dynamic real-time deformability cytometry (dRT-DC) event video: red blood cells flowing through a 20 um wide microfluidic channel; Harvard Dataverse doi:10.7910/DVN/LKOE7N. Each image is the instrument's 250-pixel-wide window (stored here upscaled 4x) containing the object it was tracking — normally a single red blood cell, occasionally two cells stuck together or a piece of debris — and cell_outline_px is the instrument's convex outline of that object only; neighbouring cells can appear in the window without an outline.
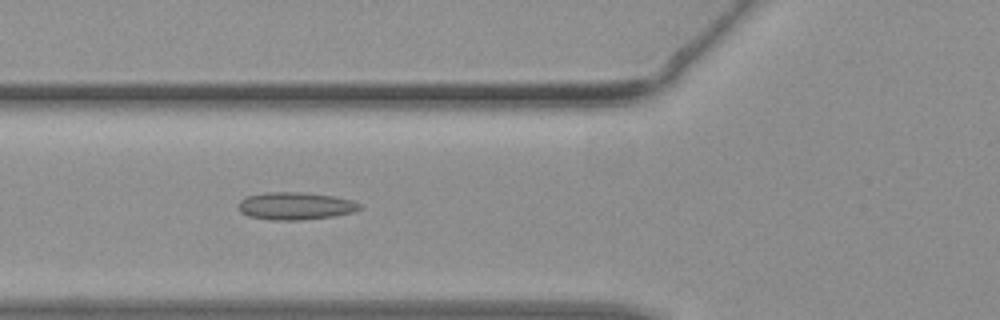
{"species": "common noctule bat (a hibernating species)", "species_latin": "Nyctalus noctula", "temperature_condition": "warm", "stored_images_in_passage": 33, "camera_frame_rate_fps": 3000, "um_per_image_px": 0.085, "animal": {"sex": "female", "body_mass_g": 19.3, "forearm_length_mm": 54.1}, "frame": {"image": 1, "passage_image": 5, "time_ms": 1.333, "image_size_px": [1000, 320], "cell_outline_px": [[360, 208], [352, 212], [336, 216], [300, 220], [268, 220], [248, 216], [240, 212], [240, 200], [244, 196], [264, 192], [300, 192], [332, 196], [352, 200], [360, 204]], "centroid_in_image_um": [25.07, 17.51], "position_along_channel_um": 100.7, "area_um2": 19.48}}
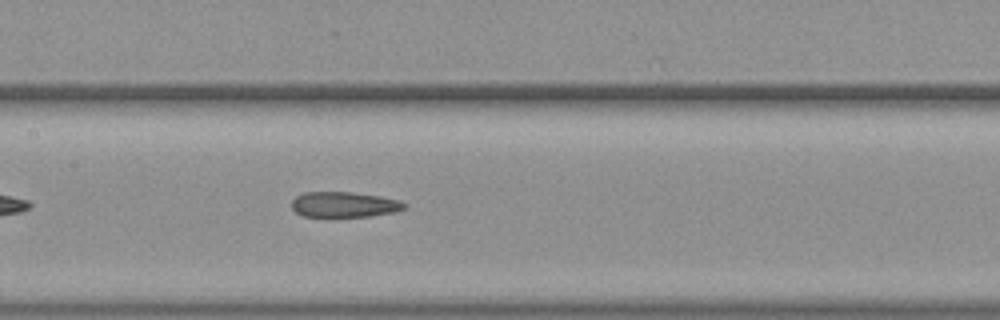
{"frame": {"image": 2, "passage_image": 10, "time_ms": 3.0, "image_size_px": [1000, 320], "cell_outline_px": [[408, 204], [404, 208], [396, 212], [372, 216], [304, 216], [296, 212], [292, 208], [292, 200], [296, 196], [304, 192], [352, 192], [380, 196], [400, 200]], "centroid_in_image_um": [29.29, 17.38], "position_along_channel_um": 178.1, "area_um2": 16.7}}
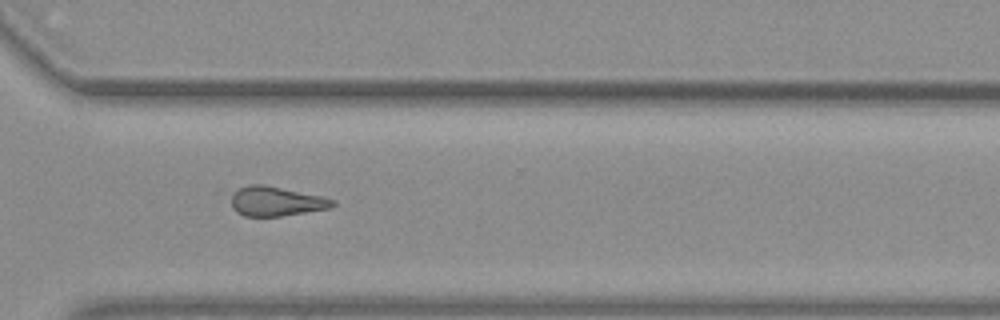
{"frame": {"image": 3, "passage_image": 21, "time_ms": 6.667, "image_size_px": [1000, 320], "cell_outline_px": [[336, 204], [332, 208], [280, 216], [244, 216], [236, 212], [232, 208], [232, 196], [240, 188], [248, 184], [264, 184], [320, 196], [336, 200]], "centroid_in_image_um": [23.49, 17.12], "position_along_channel_um": 347.1, "area_um2": 17.34}}